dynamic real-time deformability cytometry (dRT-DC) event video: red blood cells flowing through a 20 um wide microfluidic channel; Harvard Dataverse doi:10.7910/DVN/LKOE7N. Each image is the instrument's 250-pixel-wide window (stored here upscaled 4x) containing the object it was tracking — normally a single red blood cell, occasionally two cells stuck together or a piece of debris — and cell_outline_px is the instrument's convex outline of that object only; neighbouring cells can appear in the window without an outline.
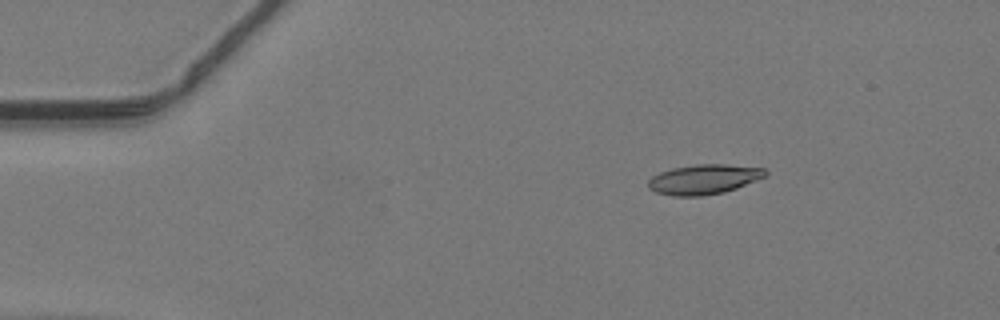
{"species": "common noctule bat (a hibernating species)", "species_latin": "Nyctalus noctula", "temperature_condition": "warm", "stored_images_in_passage": 41, "camera_frame_rate_fps": 3000, "um_per_image_px": 0.085, "animal": {"sex": "male", "body_mass_g": 19.2, "forearm_length_mm": 51.8}, "frame": {"image": 1, "passage_image": 1, "time_ms": 0.0, "image_size_px": [1000, 320], "cell_outline_px": [[768, 176], [736, 188], [724, 192], [704, 196], [672, 196], [656, 192], [648, 188], [648, 180], [652, 176], [660, 172], [672, 168], [696, 164], [724, 164], [764, 168], [768, 172]], "centroid_in_image_um": [59.84, 15.24], "position_along_channel_um": 25.2, "area_um2": 20.52}}
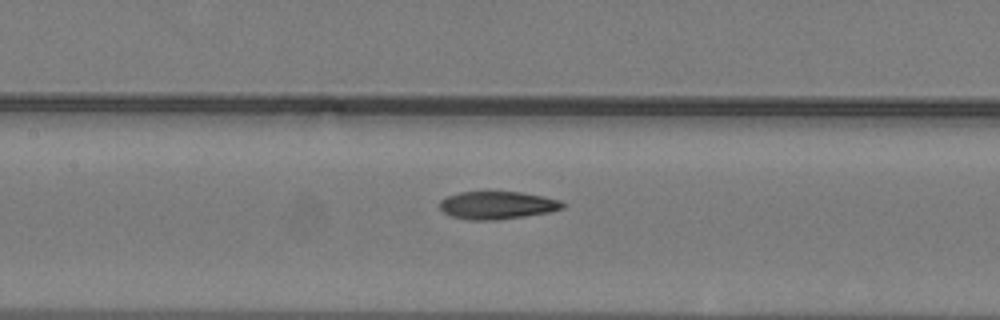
{"frame": {"image": 2, "passage_image": 16, "time_ms": 5.0, "image_size_px": [1000, 320], "cell_outline_px": [[564, 208], [552, 212], [496, 220], [468, 220], [452, 216], [444, 212], [440, 208], [440, 200], [448, 196], [460, 192], [520, 192], [544, 196], [560, 200], [564, 204]], "centroid_in_image_um": [42.29, 17.45], "position_along_channel_um": 165.1, "area_um2": 19.88}}
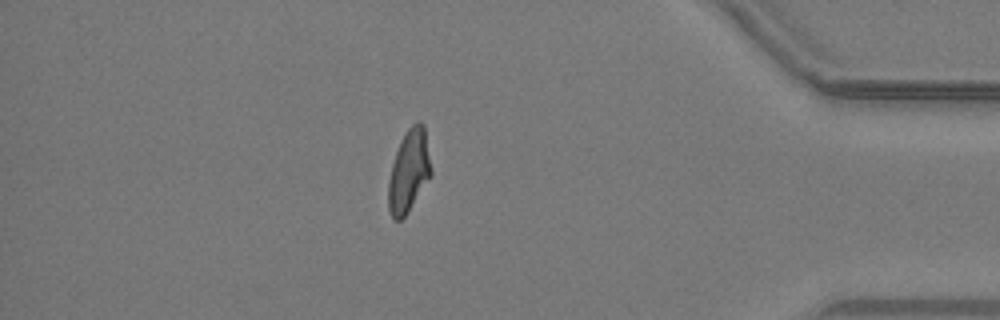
{"frame": {"image": 3, "passage_image": 35, "time_ms": 11.333, "image_size_px": [1000, 320], "cell_outline_px": [[432, 176], [404, 216], [400, 220], [392, 220], [388, 208], [388, 180], [392, 164], [400, 140], [408, 128], [416, 120], [420, 120], [424, 124], [432, 172]], "centroid_in_image_um": [34.75, 14.52], "position_along_channel_um": 400.4, "area_um2": 20.63}}